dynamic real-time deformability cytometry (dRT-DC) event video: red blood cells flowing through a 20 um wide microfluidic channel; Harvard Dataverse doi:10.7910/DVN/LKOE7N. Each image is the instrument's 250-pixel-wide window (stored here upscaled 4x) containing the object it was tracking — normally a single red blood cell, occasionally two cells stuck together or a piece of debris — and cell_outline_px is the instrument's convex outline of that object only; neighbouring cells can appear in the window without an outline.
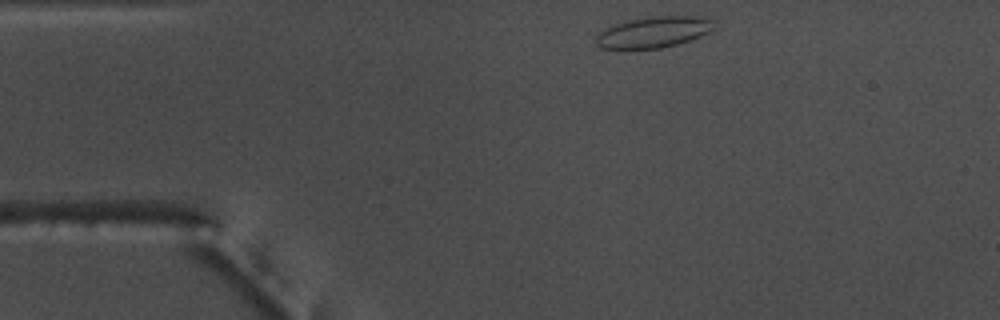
{"species": "common noctule bat (a hibernating species)", "species_latin": "Nyctalus noctula", "temperature_condition": "warm", "stored_images_in_passage": 35, "camera_frame_rate_fps": 3000, "um_per_image_px": 0.085, "animal": {"sex": "male", "body_mass_g": 17.5, "forearm_length_mm": 52.3}, "frame": {"image": 1, "passage_image": 1, "time_ms": 0.0, "image_size_px": [1000, 320], "cell_outline_px": [[716, 20], [712, 28], [708, 32], [700, 36], [676, 44], [660, 48], [600, 48], [596, 44], [596, 36], [604, 28], [628, 20], [652, 16], [696, 16]], "centroid_in_image_um": [55.55, 2.72], "position_along_channel_um": 29.5, "area_um2": 21.1}}
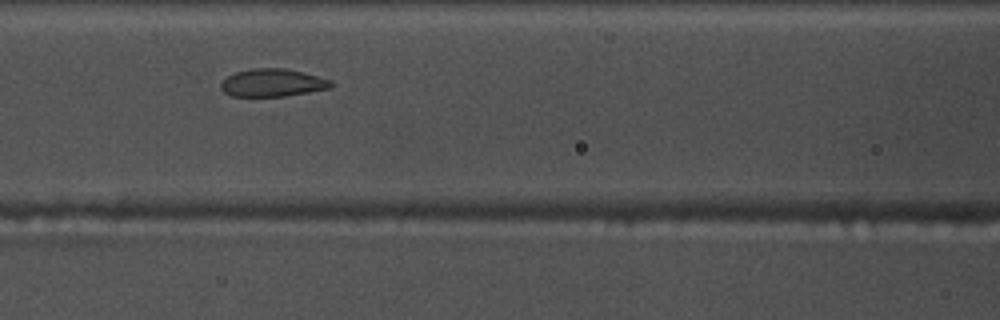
{"frame": {"image": 2, "passage_image": 14, "time_ms": 4.333, "image_size_px": [1000, 320], "cell_outline_px": [[336, 84], [332, 88], [284, 96], [232, 96], [224, 92], [220, 88], [220, 84], [228, 76], [236, 72], [252, 68], [284, 68], [332, 80]], "centroid_in_image_um": [23.19, 7.04], "position_along_channel_um": 143.4, "area_um2": 17.74}}
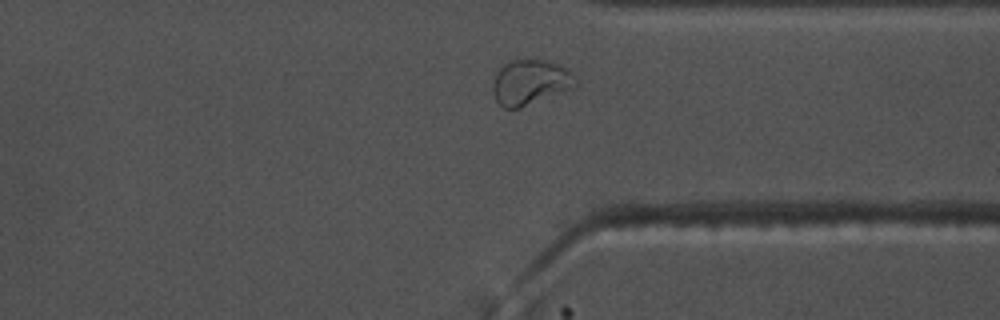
{"frame": {"image": 3, "passage_image": 32, "time_ms": 10.333, "image_size_px": [1000, 320], "cell_outline_px": [[580, 84], [576, 88], [516, 108], [504, 108], [496, 100], [492, 88], [492, 84], [500, 68], [504, 64], [512, 60], [544, 60], [556, 64], [564, 68]], "centroid_in_image_um": [45.08, 7.0], "position_along_channel_um": 366.3, "area_um2": 21.33}, "authors_computed_cell_mechanics": {"area_um2": 18.4382, "velocity_mm_per_s": 3.7363, "shape_relaxation_time_tau1_ms": 3.5676, "shape_relaxation_time_tau2_ms": null, "deformation_change_tau1": 0.134, "deformation_change_tau2": null}}